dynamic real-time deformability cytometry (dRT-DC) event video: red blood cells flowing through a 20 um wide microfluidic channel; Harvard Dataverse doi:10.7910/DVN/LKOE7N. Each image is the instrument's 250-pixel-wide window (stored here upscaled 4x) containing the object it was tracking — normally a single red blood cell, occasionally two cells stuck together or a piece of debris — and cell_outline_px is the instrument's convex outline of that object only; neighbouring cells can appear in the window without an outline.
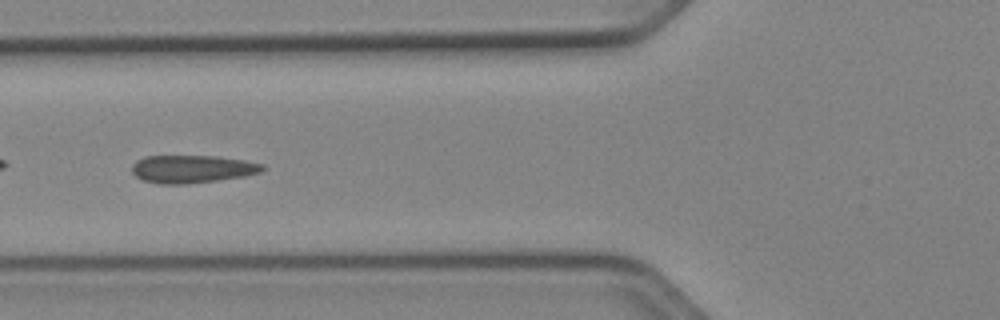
{"species": "Egyptian fruit bat (a non-hibernating species)", "species_latin": "Rousettus aegyptiacus", "temperature_condition": "cold", "stored_images_in_passage": 32, "camera_frame_rate_fps": 3000, "um_per_image_px": 0.085, "animal": {"sex": "female"}, "frame": {"image": 1, "passage_image": 19, "time_ms": 6.0, "image_size_px": [1000, 320], "cell_outline_px": [[264, 168], [260, 172], [244, 176], [188, 184], [160, 184], [144, 180], [136, 176], [132, 172], [132, 164], [136, 160], [144, 156], [216, 156], [244, 160], [264, 164]], "centroid_in_image_um": [16.31, 14.36], "position_along_channel_um": 109.5, "area_um2": 21.1}}
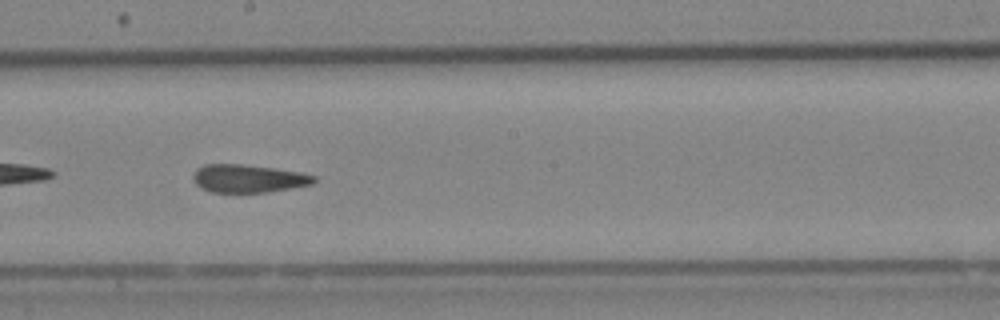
{"frame": {"image": 2, "passage_image": 28, "time_ms": 9.0, "image_size_px": [1000, 320], "cell_outline_px": [[316, 180], [312, 184], [264, 192], [212, 192], [200, 188], [192, 180], [192, 176], [196, 168], [204, 164], [240, 164], [272, 168], [300, 172], [316, 176]], "centroid_in_image_um": [21.04, 15.17], "position_along_channel_um": 227.2, "area_um2": 19.59}}